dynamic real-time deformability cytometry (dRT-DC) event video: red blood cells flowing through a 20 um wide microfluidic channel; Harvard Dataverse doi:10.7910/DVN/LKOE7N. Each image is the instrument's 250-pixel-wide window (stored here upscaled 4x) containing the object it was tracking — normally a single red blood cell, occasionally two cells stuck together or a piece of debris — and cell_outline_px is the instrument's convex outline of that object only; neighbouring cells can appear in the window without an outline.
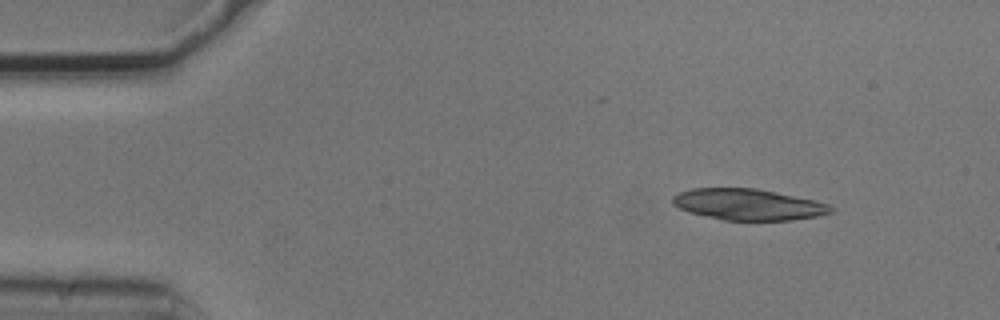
{"species": "common noctule bat (a hibernating species)", "species_latin": "Nyctalus noctula", "temperature_condition": "cold", "stored_images_in_passage": 7, "camera_frame_rate_fps": 3000, "um_per_image_px": 0.085, "animal": {"sex": "male", "body_mass_g": 20.5, "forearm_length_mm": 52.5}, "frame": {"image": 1, "passage_image": 1, "time_ms": 0.0, "image_size_px": [1000, 320], "cell_outline_px": [[832, 212], [816, 216], [792, 220], [724, 220], [688, 212], [672, 204], [672, 196], [680, 192], [692, 188], [756, 188], [812, 200], [828, 204], [832, 208]], "centroid_in_image_um": [63.54, 17.38], "position_along_channel_um": 21.5, "area_um2": 28.44}}
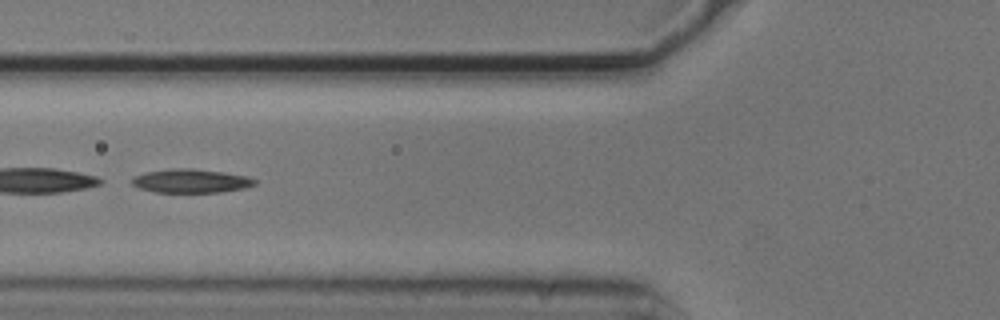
{"frame": {"image": 2, "passage_image": 5, "time_ms": 1.333, "image_size_px": [1000, 320], "cell_outline_px": [[256, 184], [244, 188], [220, 192], [156, 192], [140, 188], [132, 184], [128, 180], [132, 176], [144, 172], [172, 168], [192, 168], [224, 172], [248, 176], [256, 180]], "centroid_in_image_um": [16.18, 15.37], "position_along_channel_um": 109.6, "area_um2": 17.17}}
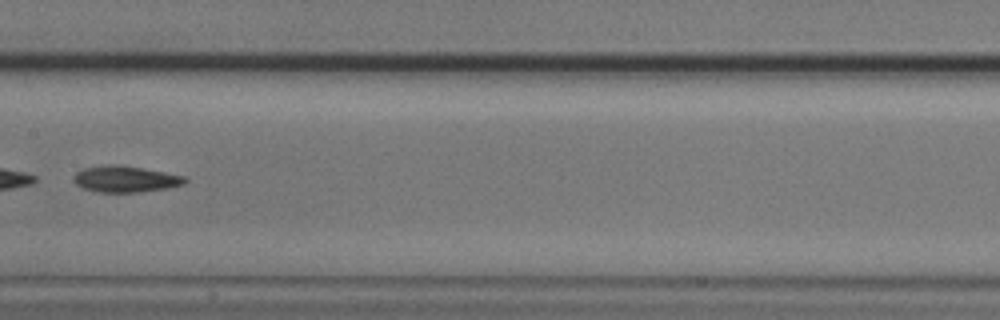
{"frame": {"image": 3, "passage_image": 7, "time_ms": 2.0, "image_size_px": [1000, 320], "cell_outline_px": [[188, 180], [184, 184], [168, 188], [136, 192], [100, 192], [84, 188], [76, 184], [72, 180], [76, 172], [84, 168], [108, 164], [116, 164], [164, 172], [184, 176]], "centroid_in_image_um": [10.65, 15.22], "position_along_channel_um": 196.8, "area_um2": 16.88}}